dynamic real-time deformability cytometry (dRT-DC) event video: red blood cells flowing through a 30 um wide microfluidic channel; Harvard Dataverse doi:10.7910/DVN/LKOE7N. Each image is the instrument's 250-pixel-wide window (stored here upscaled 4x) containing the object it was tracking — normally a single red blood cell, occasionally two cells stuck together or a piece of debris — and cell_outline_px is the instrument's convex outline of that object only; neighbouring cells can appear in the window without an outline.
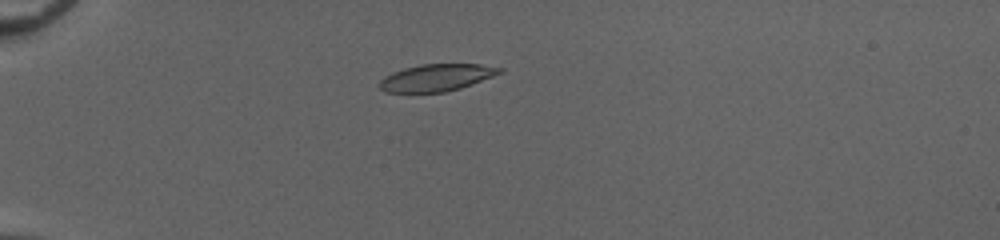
{"species": "common noctule bat (a hibernating species)", "species_latin": "Nyctalus noctula", "temperature_condition": "cold", "stored_images_in_passage": 38, "camera_frame_rate_fps": 3000, "um_per_image_px": 0.085, "animal": {"sex": "female", "body_mass_g": 20.0, "forearm_length_mm": 54.0}, "frame": {"image": 1, "passage_image": 1, "time_ms": 0.0, "image_size_px": [1000, 240], "cell_outline_px": [[504, 72], [472, 84], [460, 88], [444, 92], [384, 92], [376, 84], [384, 76], [392, 72], [404, 68], [420, 64], [480, 64], [504, 68]], "centroid_in_image_um": [37.09, 6.59], "position_along_channel_um": 47.9, "area_um2": 19.07}}
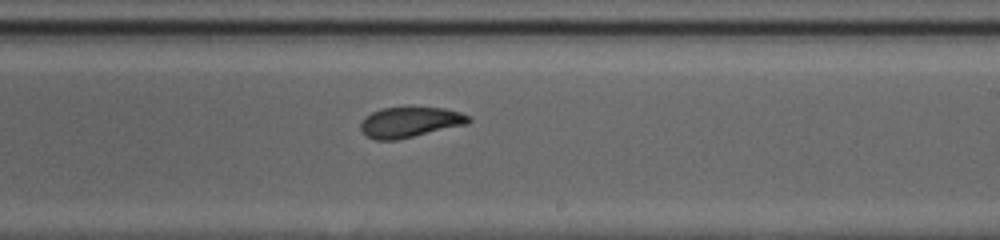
{"frame": {"image": 2, "passage_image": 19, "time_ms": 6.0, "image_size_px": [1000, 240], "cell_outline_px": [[472, 120], [468, 124], [396, 140], [376, 140], [368, 136], [360, 128], [360, 124], [364, 116], [380, 108], [444, 108], [460, 112], [472, 116]], "centroid_in_image_um": [34.87, 10.38], "position_along_channel_um": 254.1, "area_um2": 19.07}}
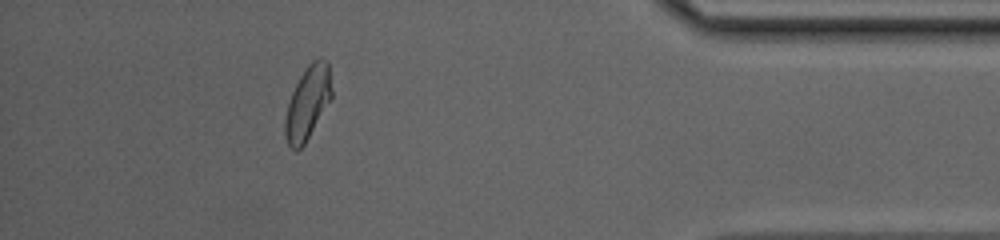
{"frame": {"image": 3, "passage_image": 33, "time_ms": 10.667, "image_size_px": [1000, 240], "cell_outline_px": [[332, 96], [304, 144], [296, 152], [288, 144], [284, 136], [284, 120], [288, 104], [292, 92], [300, 76], [308, 64], [312, 60], [320, 56], [328, 60], [332, 88]], "centroid_in_image_um": [26.15, 8.7], "position_along_channel_um": 409.1, "area_um2": 19.83}, "authors_computed_cell_mechanics": {"area_um2": 19.8254, "velocity_mm_per_s": 4.0626, "shape_relaxation_time_tau1_ms": 7.9674, "shape_relaxation_time_tau2_ms": 2.1117, "deformation_change_tau1": 0.1854, "deformation_change_tau2": 0.0804}}